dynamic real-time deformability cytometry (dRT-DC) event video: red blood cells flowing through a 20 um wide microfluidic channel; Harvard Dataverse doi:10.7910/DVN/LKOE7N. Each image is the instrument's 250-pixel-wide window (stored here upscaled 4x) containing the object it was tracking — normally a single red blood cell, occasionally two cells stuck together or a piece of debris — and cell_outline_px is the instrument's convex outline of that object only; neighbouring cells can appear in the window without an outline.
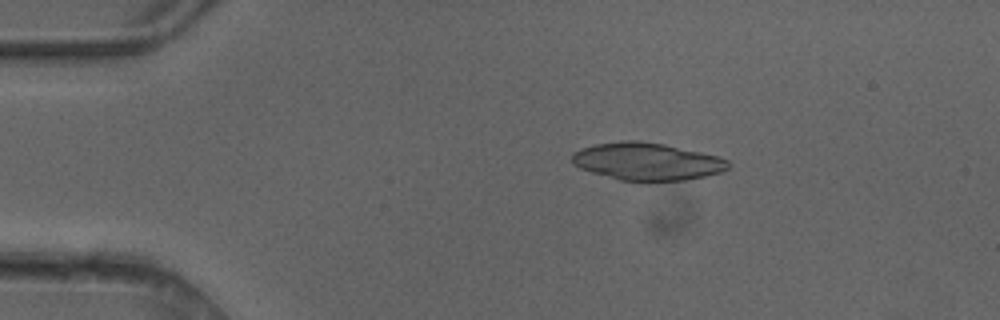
{"species": "common noctule bat (a hibernating species)", "species_latin": "Nyctalus noctula", "temperature_condition": "cold", "stored_images_in_passage": 5, "camera_frame_rate_fps": 3000, "um_per_image_px": 0.085, "animal": {"sex": "female"}, "frame": {"image": 1, "passage_image": 3, "time_ms": 0.667, "image_size_px": [1000, 320], "cell_outline_px": [[732, 164], [728, 168], [720, 172], [704, 176], [684, 180], [620, 180], [592, 172], [580, 168], [572, 164], [572, 152], [580, 148], [596, 144], [620, 140], [640, 140], [664, 144], [720, 156], [728, 160]], "centroid_in_image_um": [54.99, 13.7], "position_along_channel_um": 30.0, "area_um2": 34.1}}